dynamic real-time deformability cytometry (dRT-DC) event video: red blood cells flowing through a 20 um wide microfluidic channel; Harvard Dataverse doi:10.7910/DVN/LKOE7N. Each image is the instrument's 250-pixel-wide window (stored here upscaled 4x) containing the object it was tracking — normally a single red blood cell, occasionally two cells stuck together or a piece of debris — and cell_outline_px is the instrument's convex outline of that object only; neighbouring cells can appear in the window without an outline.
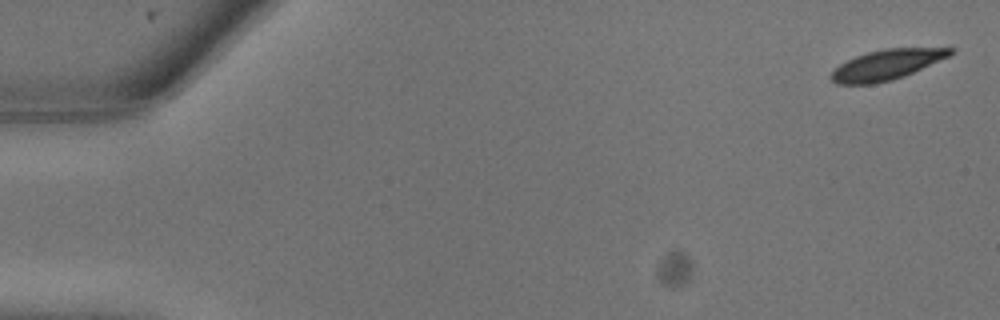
{"species": "common noctule bat (a hibernating species)", "species_latin": "Nyctalus noctula", "temperature_condition": "warm", "stored_images_in_passage": 17, "camera_frame_rate_fps": 3000, "um_per_image_px": 0.085, "animal": {"sex": "male", "body_mass_g": 13.3}, "frame": {"image": 1, "passage_image": 1, "time_ms": 0.0, "image_size_px": [1000, 320], "cell_outline_px": [[956, 52], [948, 56], [904, 76], [892, 80], [872, 84], [836, 84], [828, 76], [840, 64], [856, 56], [868, 52], [884, 48], [952, 48]], "centroid_in_image_um": [75.33, 5.5], "position_along_channel_um": 9.7, "area_um2": 20.69}}
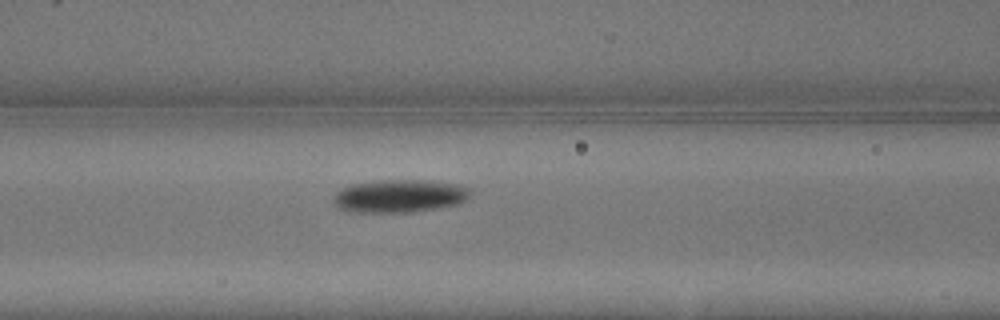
{"frame": {"image": 2, "passage_image": 11, "time_ms": 3.333, "image_size_px": [1000, 320], "cell_outline_px": [[472, 192], [460, 204], [436, 208], [408, 212], [356, 212], [336, 208], [332, 204], [332, 200], [336, 192], [352, 184], [384, 180], [416, 180], [464, 184]], "centroid_in_image_um": [33.95, 16.66], "position_along_channel_um": 132.6, "area_um2": 26.24}}
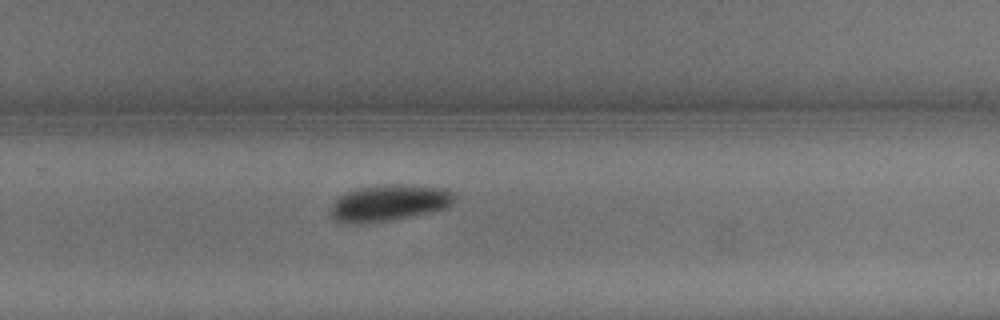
{"frame": {"image": 3, "passage_image": 17, "time_ms": 5.333, "image_size_px": [1000, 320], "cell_outline_px": [[456, 200], [448, 208], [432, 212], [392, 220], [336, 220], [332, 216], [332, 204], [340, 196], [356, 188], [384, 184], [412, 184], [448, 188], [456, 192]], "centroid_in_image_um": [33.27, 17.17], "position_along_channel_um": 296.5, "area_um2": 25.84}}